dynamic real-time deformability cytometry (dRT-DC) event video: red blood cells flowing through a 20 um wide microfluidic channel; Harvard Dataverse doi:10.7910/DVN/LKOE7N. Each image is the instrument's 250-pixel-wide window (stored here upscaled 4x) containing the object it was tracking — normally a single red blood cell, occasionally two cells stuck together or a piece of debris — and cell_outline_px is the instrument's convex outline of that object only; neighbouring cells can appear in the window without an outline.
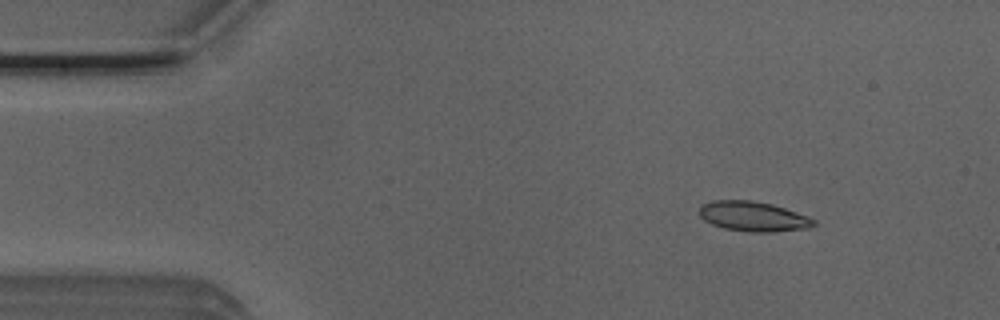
{"species": "Egyptian fruit bat (a non-hibernating species)", "species_latin": "Rousettus aegyptiacus", "temperature_condition": "room temperature", "stored_images_in_passage": 5, "camera_frame_rate_fps": 3000, "um_per_image_px": 0.085, "animal": {"sex": "male"}, "frame": {"image": 1, "passage_image": 2, "time_ms": 0.333, "image_size_px": [1000, 320], "cell_outline_px": [[816, 224], [808, 228], [772, 232], [752, 232], [724, 228], [712, 224], [704, 220], [700, 216], [700, 208], [704, 204], [712, 200], [752, 200], [772, 204], [808, 216], [816, 220]], "centroid_in_image_um": [64.04, 18.39], "position_along_channel_um": 21.0, "area_um2": 19.83}}
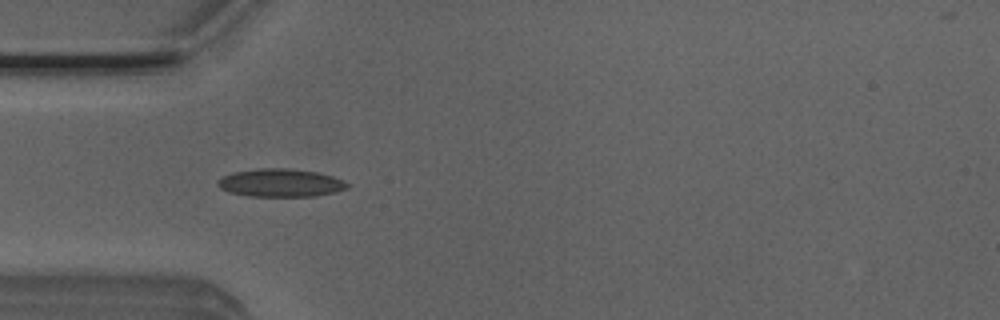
{"frame": {"image": 2, "passage_image": 4, "time_ms": 1.0, "image_size_px": [1000, 320], "cell_outline_px": [[348, 188], [336, 192], [316, 196], [248, 196], [228, 192], [220, 188], [216, 184], [224, 176], [232, 172], [260, 168], [288, 168], [316, 172], [332, 176], [344, 180], [348, 184]], "centroid_in_image_um": [23.85, 15.54], "position_along_channel_um": 61.1, "area_um2": 21.15}}